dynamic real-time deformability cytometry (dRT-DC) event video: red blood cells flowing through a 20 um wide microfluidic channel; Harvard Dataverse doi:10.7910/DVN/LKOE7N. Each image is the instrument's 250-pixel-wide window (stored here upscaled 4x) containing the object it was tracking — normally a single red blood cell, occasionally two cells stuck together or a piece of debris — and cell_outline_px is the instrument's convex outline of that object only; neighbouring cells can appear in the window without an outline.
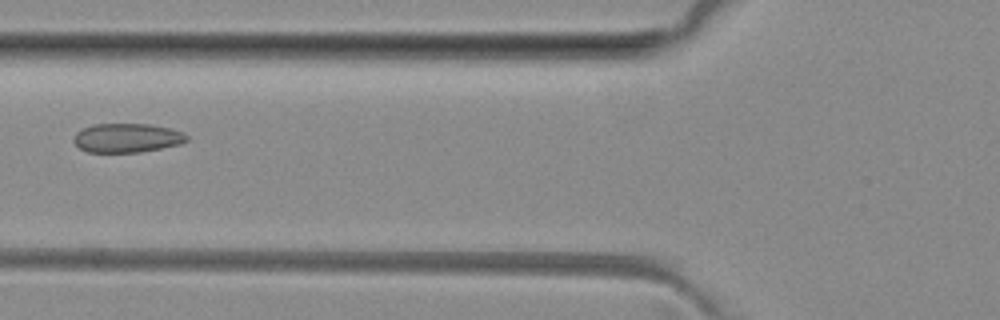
{"species": "common noctule bat (a hibernating species)", "species_latin": "Nyctalus noctula", "temperature_condition": "room temperature", "stored_images_in_passage": 6, "camera_frame_rate_fps": 3000, "um_per_image_px": 0.085, "animal": {"sex": "female", "body_mass_g": 29.2, "forearm_length_mm": 56.3}, "frame": {"image": 1, "passage_image": 6, "time_ms": 6.0, "image_size_px": [1000, 320], "cell_outline_px": [[188, 140], [180, 144], [140, 152], [88, 152], [80, 148], [72, 140], [76, 132], [92, 124], [148, 124], [168, 128], [184, 132], [188, 136]], "centroid_in_image_um": [10.79, 11.72], "position_along_channel_um": 115.0, "area_um2": 19.07}}